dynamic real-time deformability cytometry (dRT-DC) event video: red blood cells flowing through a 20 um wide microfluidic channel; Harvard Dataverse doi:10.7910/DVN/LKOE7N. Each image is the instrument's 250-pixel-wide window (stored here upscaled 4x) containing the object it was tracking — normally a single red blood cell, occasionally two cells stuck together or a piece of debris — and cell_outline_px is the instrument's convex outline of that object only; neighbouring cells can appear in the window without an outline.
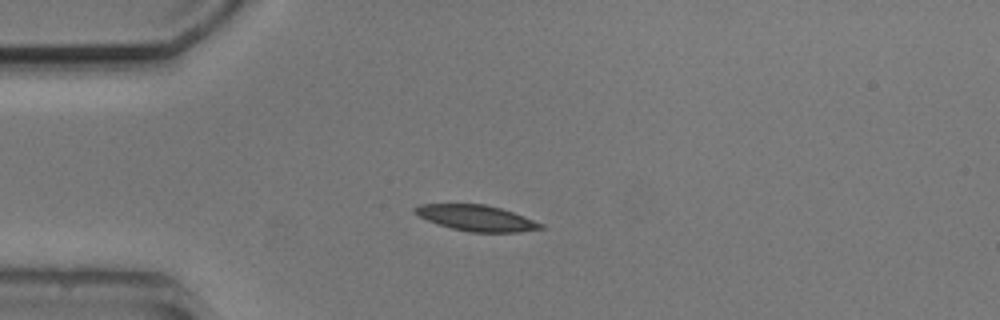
{"species": "common noctule bat (a hibernating species)", "species_latin": "Nyctalus noctula", "temperature_condition": "cold", "stored_images_in_passage": 7, "camera_frame_rate_fps": 3000, "um_per_image_px": 0.085, "animal": {"sex": "male", "body_mass_g": 20.5, "forearm_length_mm": 52.5}, "frame": {"image": 1, "passage_image": 2, "time_ms": 1.333, "image_size_px": [1000, 320], "cell_outline_px": [[544, 228], [520, 232], [468, 232], [452, 228], [428, 220], [420, 216], [412, 208], [420, 204], [484, 204], [500, 208], [524, 216], [544, 224]], "centroid_in_image_um": [40.53, 18.53], "position_along_channel_um": 44.5, "area_um2": 18.73}}